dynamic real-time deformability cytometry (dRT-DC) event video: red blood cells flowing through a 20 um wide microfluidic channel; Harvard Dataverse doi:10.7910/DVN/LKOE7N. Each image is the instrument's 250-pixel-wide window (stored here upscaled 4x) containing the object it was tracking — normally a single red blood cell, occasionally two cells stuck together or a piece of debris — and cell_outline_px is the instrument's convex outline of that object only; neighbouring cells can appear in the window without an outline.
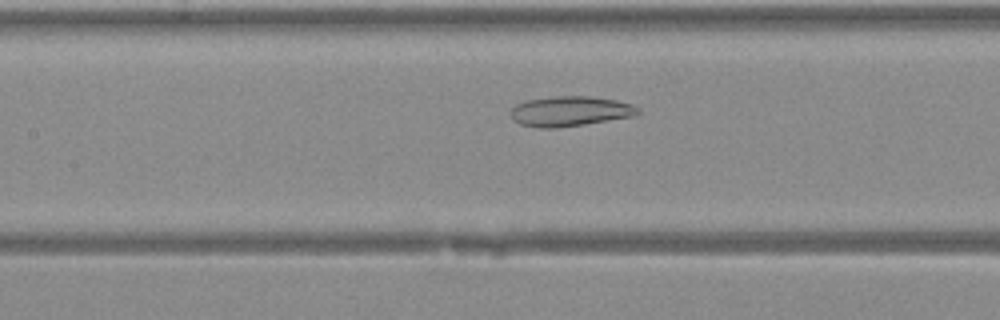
{"species": "Egyptian fruit bat (a non-hibernating species)", "species_latin": "Rousettus aegyptiacus", "temperature_condition": "warm", "stored_images_in_passage": 29, "camera_frame_rate_fps": 3000, "um_per_image_px": 0.085, "animal": {"sex": "female"}, "frame": {"image": 1, "passage_image": 11, "time_ms": 3.333, "image_size_px": [1000, 320], "cell_outline_px": [[640, 112], [636, 116], [584, 124], [552, 128], [540, 128], [520, 124], [512, 120], [512, 108], [516, 104], [528, 100], [552, 96], [588, 96], [616, 100], [632, 104], [640, 108]], "centroid_in_image_um": [48.48, 9.45], "position_along_channel_um": 158.9, "area_um2": 22.25}}
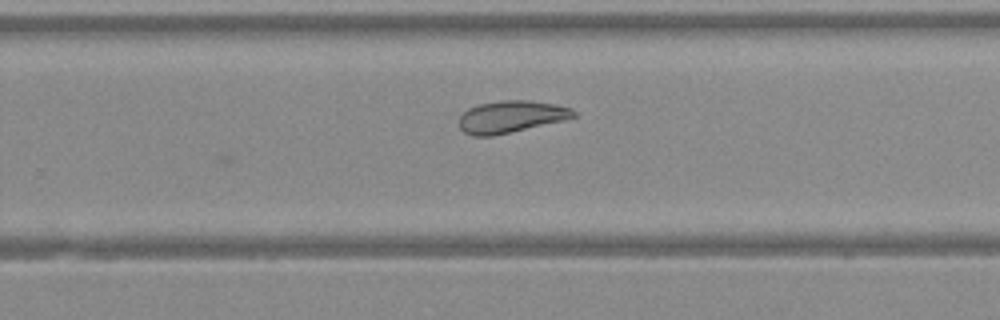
{"frame": {"image": 2, "passage_image": 19, "time_ms": 6.0, "image_size_px": [1000, 320], "cell_outline_px": [[576, 116], [564, 120], [492, 136], [472, 136], [464, 132], [460, 128], [460, 116], [468, 108], [480, 104], [500, 100], [528, 100], [556, 104], [572, 108], [576, 112]], "centroid_in_image_um": [43.44, 9.91], "position_along_channel_um": 286.4, "area_um2": 21.27}}
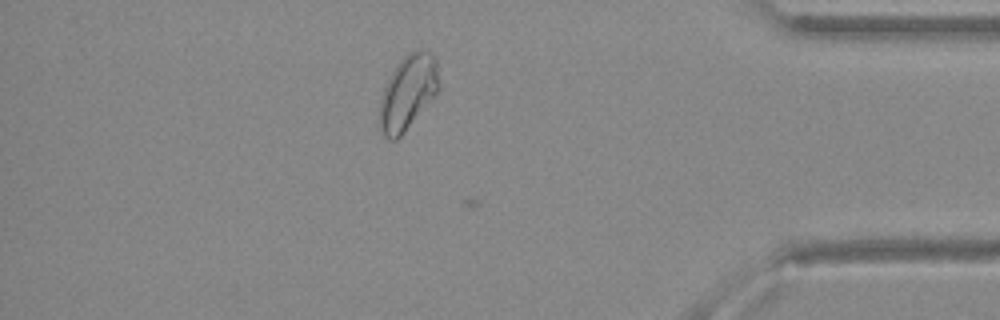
{"frame": {"image": 3, "passage_image": 28, "time_ms": 9.0, "image_size_px": [1000, 320], "cell_outline_px": [[440, 88], [404, 132], [396, 140], [388, 140], [384, 136], [380, 128], [380, 96], [396, 64], [404, 56], [420, 48], [428, 52], [436, 60]], "centroid_in_image_um": [34.66, 7.85], "position_along_channel_um": 400.5, "area_um2": 25.37}}